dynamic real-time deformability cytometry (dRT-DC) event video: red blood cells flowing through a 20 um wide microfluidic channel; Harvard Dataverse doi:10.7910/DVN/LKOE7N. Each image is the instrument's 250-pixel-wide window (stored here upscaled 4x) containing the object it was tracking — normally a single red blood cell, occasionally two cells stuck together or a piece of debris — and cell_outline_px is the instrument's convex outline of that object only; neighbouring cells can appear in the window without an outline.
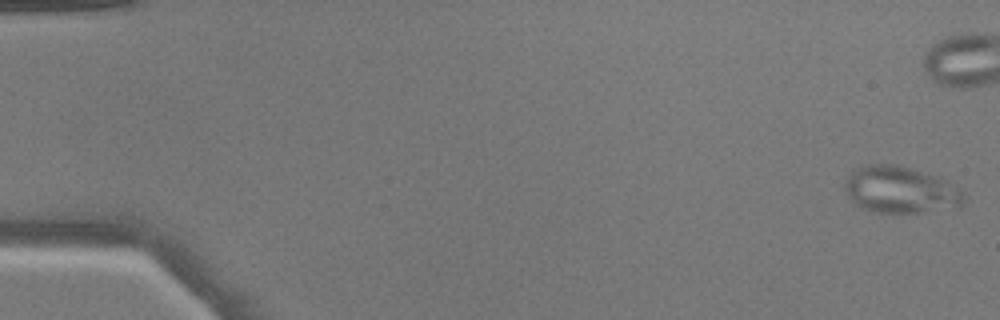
{"species": "common noctule bat (a hibernating species)", "species_latin": "Nyctalus noctula", "temperature_condition": "warm", "stored_images_in_passage": 13, "camera_frame_rate_fps": 3000, "um_per_image_px": 0.085, "animal": {"sex": "male", "body_mass_g": 17.9}, "frame": {"image": 1, "passage_image": 1, "time_ms": 0.0, "image_size_px": [1000, 320], "cell_outline_px": [[964, 204], [960, 208], [920, 212], [876, 212], [860, 208], [844, 192], [844, 180], [856, 168], [868, 164], [896, 164], [936, 176], [948, 180], [964, 192]], "centroid_in_image_um": [76.56, 16.14], "position_along_channel_um": 8.4, "area_um2": 32.71}}